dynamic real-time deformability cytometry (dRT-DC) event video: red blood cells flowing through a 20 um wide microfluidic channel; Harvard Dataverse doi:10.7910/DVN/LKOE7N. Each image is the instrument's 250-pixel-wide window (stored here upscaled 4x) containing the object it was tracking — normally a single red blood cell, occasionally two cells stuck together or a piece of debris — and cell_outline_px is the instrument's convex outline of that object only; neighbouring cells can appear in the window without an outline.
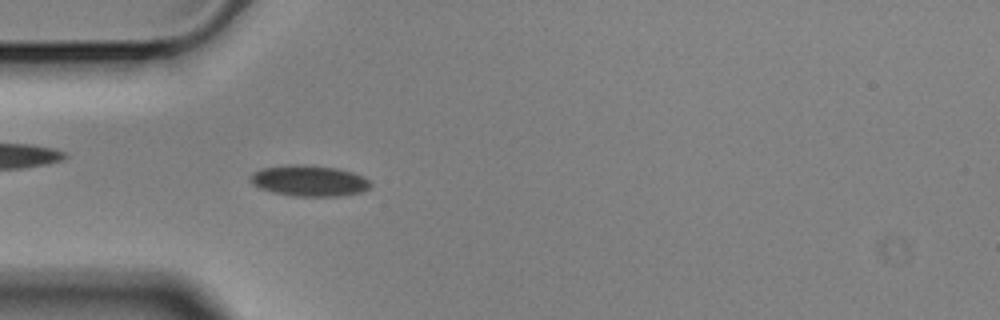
{"species": "Egyptian fruit bat (a non-hibernating species)", "species_latin": "Rousettus aegyptiacus", "temperature_condition": "cold", "stored_images_in_passage": 56, "camera_frame_rate_fps": 3000, "um_per_image_px": 0.085, "animal": {"sex": "male"}, "frame": {"image": 1, "passage_image": 16, "time_ms": 5.0, "image_size_px": [1000, 320], "cell_outline_px": [[372, 184], [368, 188], [360, 192], [340, 196], [292, 196], [272, 192], [260, 188], [252, 184], [248, 180], [248, 176], [252, 172], [260, 168], [288, 164], [296, 164], [336, 168], [352, 172], [364, 176]], "centroid_in_image_um": [26.21, 15.36], "position_along_channel_um": 58.8, "area_um2": 21.85}}
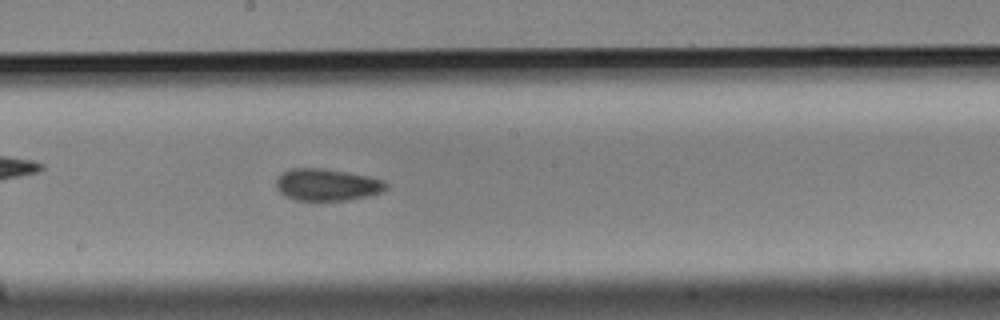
{"frame": {"image": 2, "passage_image": 30, "time_ms": 9.667, "image_size_px": [1000, 320], "cell_outline_px": [[388, 188], [384, 192], [368, 196], [348, 200], [296, 200], [284, 196], [276, 188], [276, 180], [284, 172], [292, 168], [324, 168], [348, 172], [368, 176], [384, 180], [388, 184]], "centroid_in_image_um": [27.84, 15.7], "position_along_channel_um": 220.4, "area_um2": 20.63}}
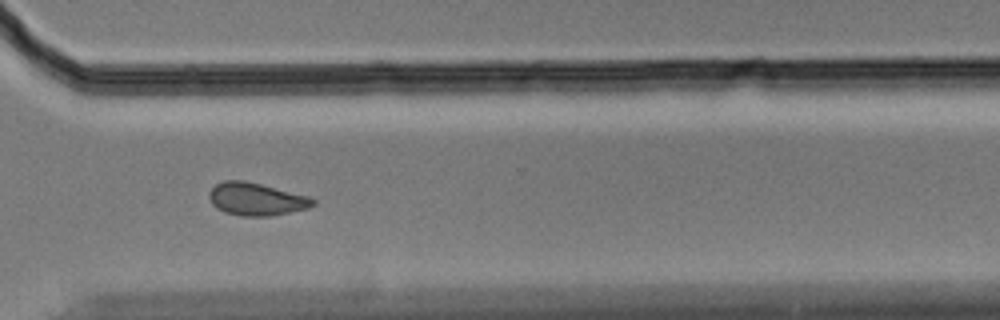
{"frame": {"image": 3, "passage_image": 41, "time_ms": 13.333, "image_size_px": [1000, 320], "cell_outline_px": [[316, 204], [308, 208], [272, 216], [240, 216], [224, 212], [216, 208], [212, 204], [208, 196], [208, 192], [216, 184], [224, 180], [244, 180], [308, 196], [316, 200]], "centroid_in_image_um": [21.76, 16.93], "position_along_channel_um": 348.8, "area_um2": 19.83}, "authors_computed_cell_mechanics": {"area_um2": 20.23, "velocity_mm_per_s": 3.5064, "shape_relaxation_time_tau1_ms": 5.8875, "shape_relaxation_time_tau2_ms": 4.927, "deformation_change_tau1": 0.0701, "deformation_change_tau2": 0.0854}}